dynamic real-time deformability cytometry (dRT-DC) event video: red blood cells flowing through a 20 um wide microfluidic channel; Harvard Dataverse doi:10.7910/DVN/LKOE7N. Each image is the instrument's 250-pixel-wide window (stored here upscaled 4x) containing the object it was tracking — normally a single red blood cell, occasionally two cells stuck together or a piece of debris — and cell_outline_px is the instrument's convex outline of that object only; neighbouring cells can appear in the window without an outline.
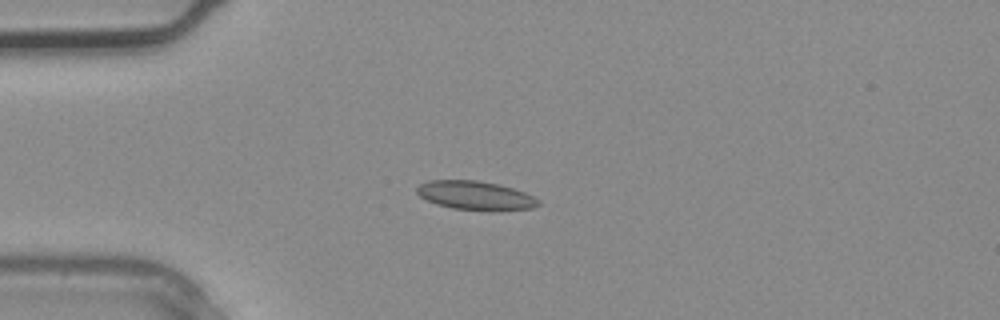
{"species": "common noctule bat (a hibernating species)", "species_latin": "Nyctalus noctula", "temperature_condition": "warm", "stored_images_in_passage": 2, "camera_frame_rate_fps": 3000, "um_per_image_px": 0.085, "animal": {"sex": "male", "body_mass_g": 20.4}, "frame": {"image": 1, "passage_image": 2, "time_ms": 0.333, "image_size_px": [1000, 320], "cell_outline_px": [[540, 204], [532, 208], [452, 208], [436, 204], [420, 196], [416, 192], [416, 188], [420, 184], [428, 180], [476, 180], [500, 184], [524, 192], [540, 200]], "centroid_in_image_um": [40.34, 16.56], "position_along_channel_um": 44.7, "area_um2": 19.54}}